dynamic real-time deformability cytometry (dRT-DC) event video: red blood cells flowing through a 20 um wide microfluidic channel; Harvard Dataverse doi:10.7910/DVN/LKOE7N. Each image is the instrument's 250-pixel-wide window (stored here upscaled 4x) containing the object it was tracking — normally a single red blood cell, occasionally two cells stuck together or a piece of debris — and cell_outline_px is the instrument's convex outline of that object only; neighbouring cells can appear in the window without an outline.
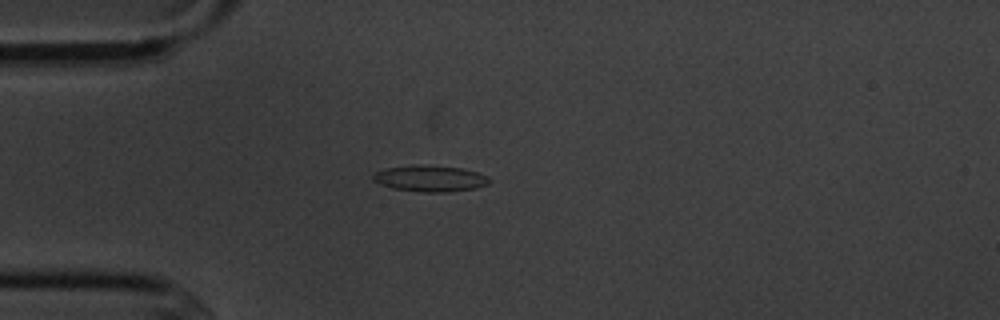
{"species": "common noctule bat (a hibernating species)", "species_latin": "Nyctalus noctula", "temperature_condition": "cold", "stored_images_in_passage": 1, "camera_frame_rate_fps": 3000, "um_per_image_px": 0.085, "animal": {"sex": "male", "body_mass_g": 20.1, "forearm_length_mm": 53.5}, "frame": {"image": 1, "passage_image": 1, "time_ms": 0.0, "image_size_px": [1000, 320], "cell_outline_px": [[492, 180], [488, 184], [476, 188], [448, 192], [424, 192], [392, 188], [380, 184], [372, 180], [372, 176], [376, 172], [384, 168], [416, 164], [460, 168], [476, 172], [488, 176]], "centroid_in_image_um": [36.55, 15.17], "position_along_channel_um": 48.5, "area_um2": 17.8}}